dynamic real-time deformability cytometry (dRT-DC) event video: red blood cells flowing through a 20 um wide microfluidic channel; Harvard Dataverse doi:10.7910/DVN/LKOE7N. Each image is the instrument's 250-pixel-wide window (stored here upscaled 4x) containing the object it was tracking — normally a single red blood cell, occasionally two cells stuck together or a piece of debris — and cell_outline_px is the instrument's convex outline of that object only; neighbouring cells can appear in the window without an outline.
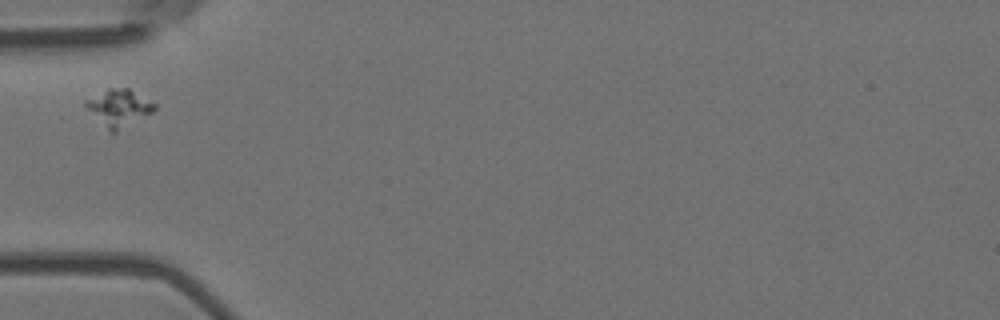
{"species": "Egyptian fruit bat (a non-hibernating species)", "species_latin": "Rousettus aegyptiacus", "temperature_condition": "room temperature", "stored_images_in_passage": 3, "camera_frame_rate_fps": 3000, "um_per_image_px": 0.085, "animal": {"sex": "female"}, "frame": {"image": 1, "passage_image": 1, "time_ms": 0.0, "image_size_px": [1000, 320], "cell_outline_px": [[156, 108], [152, 112], [116, 132], [108, 132], [84, 104], [84, 100], [108, 88], [128, 88], [156, 104]], "centroid_in_image_um": [10.08, 9.16], "position_along_channel_um": 74.9, "area_um2": 14.57}}
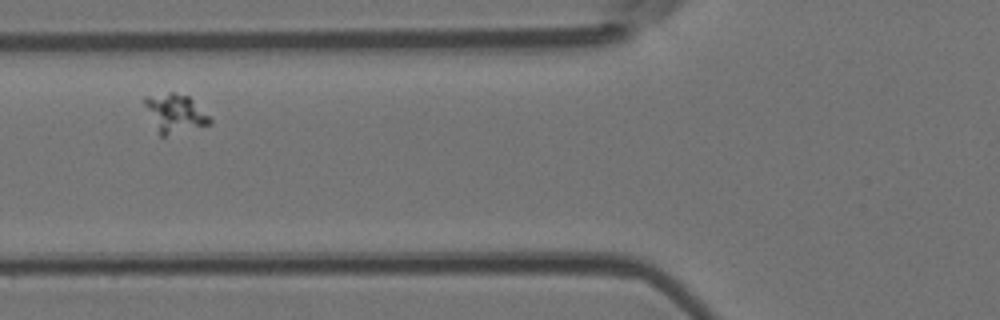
{"frame": {"image": 2, "passage_image": 2, "time_ms": 1.0, "image_size_px": [1000, 320], "cell_outline_px": [[212, 124], [164, 136], [160, 136], [144, 104], [144, 96], [168, 92], [172, 92], [188, 96], [212, 116]], "centroid_in_image_um": [14.92, 9.62], "position_along_channel_um": 110.9, "area_um2": 14.68}}
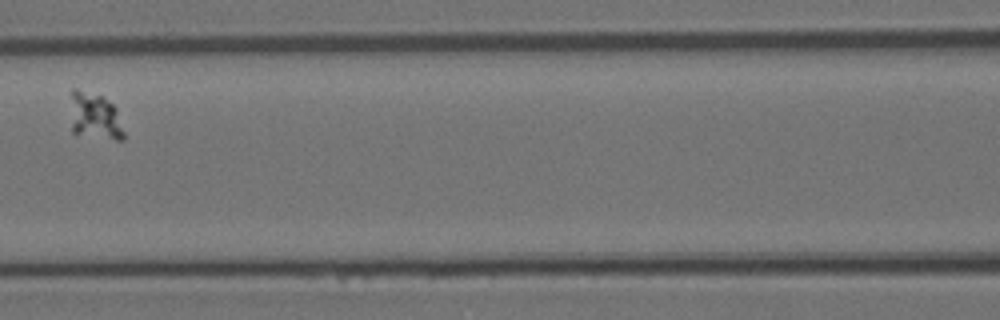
{"frame": {"image": 3, "passage_image": 3, "time_ms": 2.333, "image_size_px": [1000, 320], "cell_outline_px": [[124, 140], [116, 140], [72, 132], [72, 88], [76, 88], [104, 96], [116, 108], [124, 132]], "centroid_in_image_um": [8.09, 9.86], "position_along_channel_um": 158.5, "area_um2": 14.39}}